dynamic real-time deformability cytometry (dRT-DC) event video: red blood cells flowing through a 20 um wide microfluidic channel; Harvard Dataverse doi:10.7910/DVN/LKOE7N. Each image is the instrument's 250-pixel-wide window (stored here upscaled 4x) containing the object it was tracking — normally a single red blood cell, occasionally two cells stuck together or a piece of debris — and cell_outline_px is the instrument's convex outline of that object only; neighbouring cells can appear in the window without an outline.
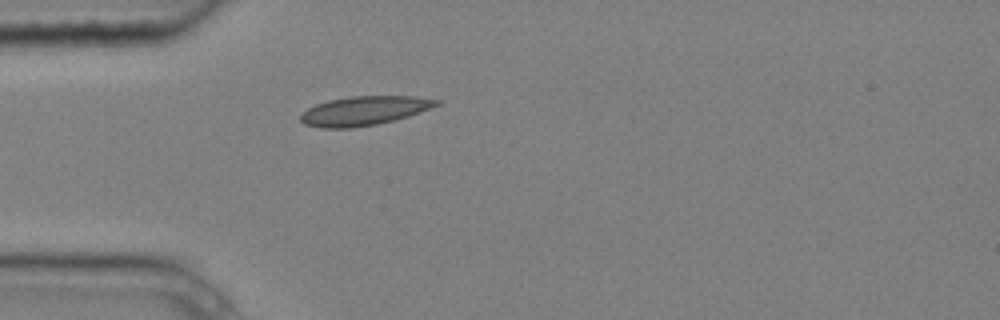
{"species": "common noctule bat (a hibernating species)", "species_latin": "Nyctalus noctula", "temperature_condition": "cold", "stored_images_in_passage": 4, "camera_frame_rate_fps": 3000, "um_per_image_px": 0.085, "animal": {"sex": "male", "body_mass_g": 20.4}, "frame": {"image": 1, "passage_image": 4, "time_ms": 1.0, "image_size_px": [1000, 320], "cell_outline_px": [[440, 104], [420, 112], [408, 116], [376, 124], [352, 128], [324, 128], [304, 124], [300, 120], [300, 116], [308, 108], [316, 104], [328, 100], [348, 96], [416, 96], [440, 100]], "centroid_in_image_um": [30.95, 9.4], "position_along_channel_um": 54.1, "area_um2": 22.95}}